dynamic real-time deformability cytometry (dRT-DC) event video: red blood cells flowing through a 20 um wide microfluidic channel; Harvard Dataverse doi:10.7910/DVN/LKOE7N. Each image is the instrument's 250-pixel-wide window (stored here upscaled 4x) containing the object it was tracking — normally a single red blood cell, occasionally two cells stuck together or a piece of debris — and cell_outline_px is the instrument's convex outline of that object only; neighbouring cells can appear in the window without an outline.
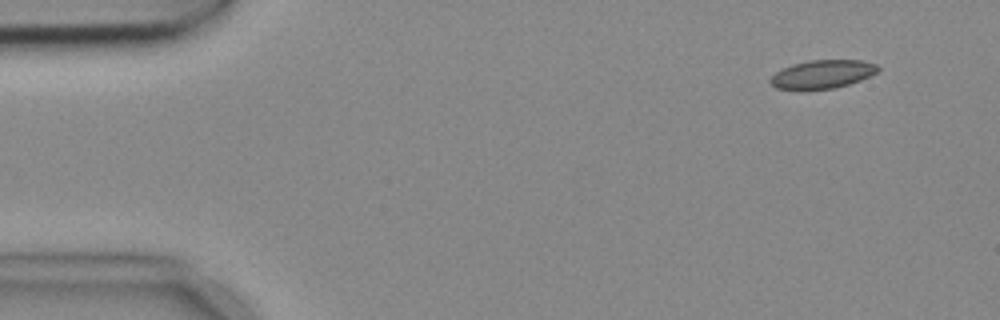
{"species": "common noctule bat (a hibernating species)", "species_latin": "Nyctalus noctula", "temperature_condition": "cold", "stored_images_in_passage": 5, "camera_frame_rate_fps": 3000, "um_per_image_px": 0.085, "animal": {"sex": "female", "body_mass_g": 18.4}, "frame": {"image": 1, "passage_image": 2, "time_ms": 0.333, "image_size_px": [1000, 320], "cell_outline_px": [[880, 68], [876, 72], [860, 80], [836, 88], [804, 92], [776, 88], [768, 80], [776, 72], [792, 64], [808, 60], [860, 60], [876, 64]], "centroid_in_image_um": [69.85, 6.34], "position_along_channel_um": 15.2, "area_um2": 18.21}}
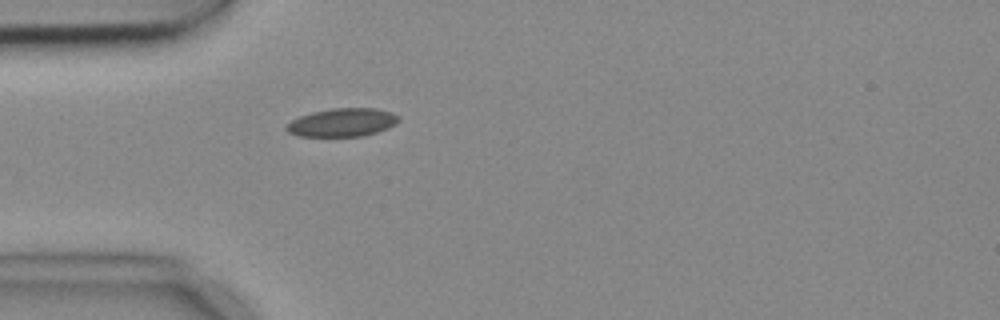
{"frame": {"image": 2, "passage_image": 5, "time_ms": 1.333, "image_size_px": [1000, 320], "cell_outline_px": [[400, 120], [396, 124], [388, 128], [364, 136], [300, 136], [288, 132], [284, 128], [292, 120], [300, 116], [312, 112], [332, 108], [376, 108], [392, 112], [400, 116]], "centroid_in_image_um": [29.13, 10.4], "position_along_channel_um": 55.9, "area_um2": 18.55}}